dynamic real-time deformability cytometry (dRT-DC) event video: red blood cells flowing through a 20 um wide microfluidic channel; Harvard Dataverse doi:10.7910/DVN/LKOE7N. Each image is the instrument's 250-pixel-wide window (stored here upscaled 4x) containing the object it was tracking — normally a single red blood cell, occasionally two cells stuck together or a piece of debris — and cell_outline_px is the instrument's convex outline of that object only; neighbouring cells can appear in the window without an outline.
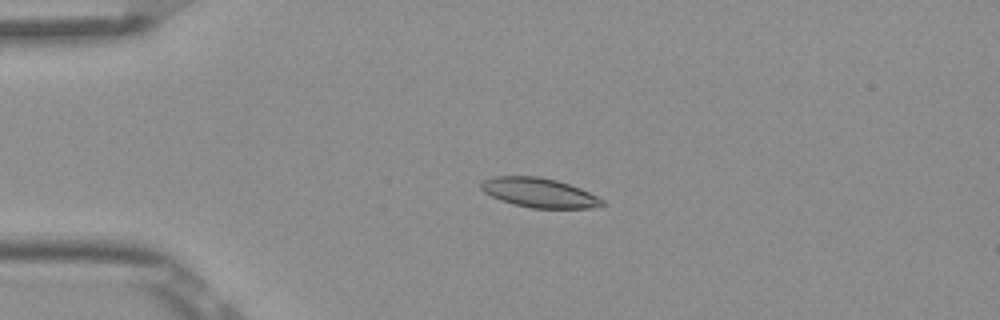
{"species": "Egyptian fruit bat (a non-hibernating species)", "species_latin": "Rousettus aegyptiacus", "temperature_condition": "room temperature", "stored_images_in_passage": 52, "camera_frame_rate_fps": 3000, "um_per_image_px": 0.085, "frame": {"image": 1, "passage_image": 12, "time_ms": 3.667, "image_size_px": [1000, 320], "cell_outline_px": [[608, 204], [592, 208], [532, 208], [512, 204], [500, 200], [484, 192], [480, 188], [480, 184], [484, 180], [492, 176], [540, 176], [556, 180], [580, 188], [604, 200]], "centroid_in_image_um": [45.83, 16.38], "position_along_channel_um": 39.2, "area_um2": 20.87}}
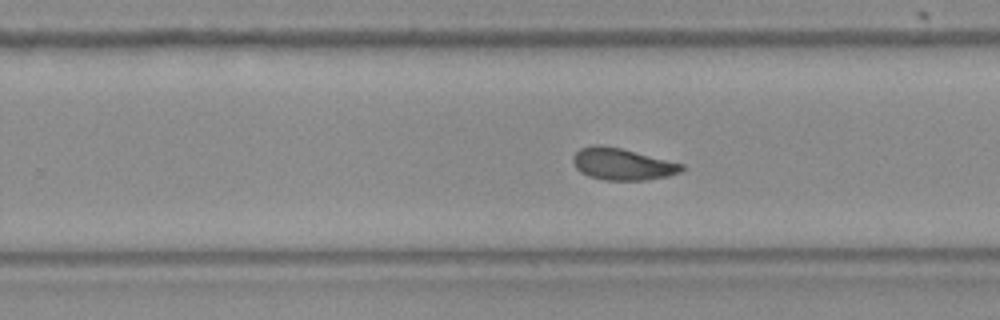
{"frame": {"image": 2, "passage_image": 33, "time_ms": 10.667, "image_size_px": [1000, 320], "cell_outline_px": [[684, 168], [680, 172], [668, 176], [648, 180], [604, 180], [588, 176], [580, 172], [576, 168], [572, 160], [572, 156], [580, 148], [596, 144], [600, 144], [620, 148], [684, 164]], "centroid_in_image_um": [52.87, 13.95], "position_along_channel_um": 276.9, "area_um2": 20.17}}
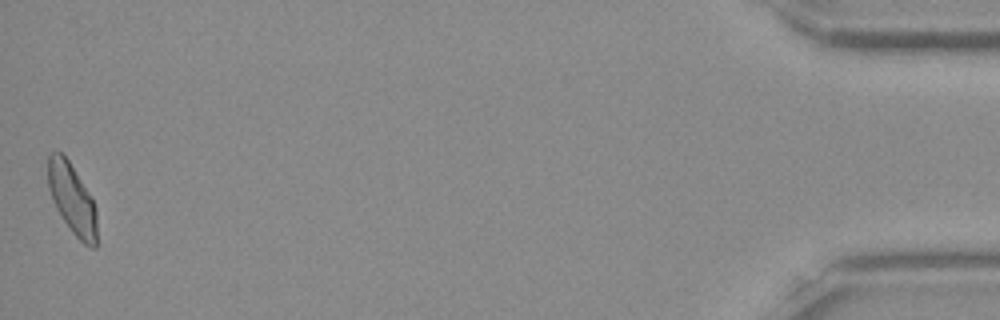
{"frame": {"image": 3, "passage_image": 52, "time_ms": 17.0, "image_size_px": [1000, 320], "cell_outline_px": [[96, 248], [92, 248], [84, 244], [72, 232], [56, 208], [52, 200], [48, 188], [48, 156], [52, 152], [60, 152], [68, 160], [92, 196], [96, 208]], "centroid_in_image_um": [6.14, 16.91], "position_along_channel_um": 429.1, "area_um2": 20.0}, "authors_computed_cell_mechanics": {"area_um2": 20.519, "velocity_mm_per_s": 3.8632, "shape_relaxation_time_tau1_ms": 2.9898, "shape_relaxation_time_tau2_ms": 1.9197, "deformation_change_tau1": 0.1055, "deformation_change_tau2": 0.0733}}